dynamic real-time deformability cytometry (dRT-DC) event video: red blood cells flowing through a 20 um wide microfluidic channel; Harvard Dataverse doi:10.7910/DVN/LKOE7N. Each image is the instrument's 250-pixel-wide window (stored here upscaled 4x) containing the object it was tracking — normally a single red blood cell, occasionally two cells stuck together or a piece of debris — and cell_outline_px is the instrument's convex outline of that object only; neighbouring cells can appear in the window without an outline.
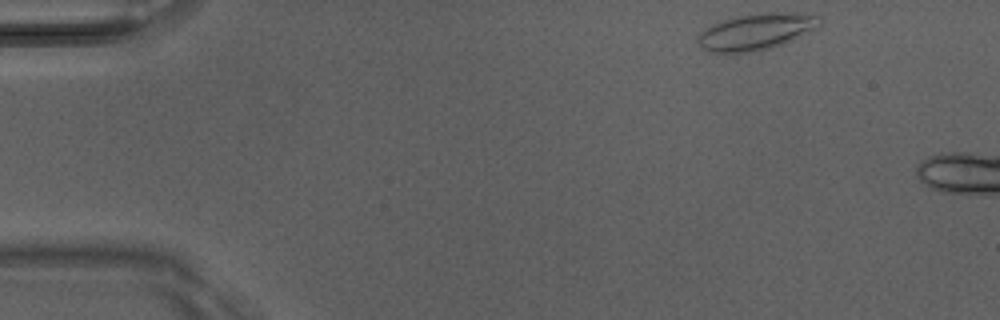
{"species": "Egyptian fruit bat (a non-hibernating species)", "species_latin": "Rousettus aegyptiacus", "temperature_condition": "room temperature", "stored_images_in_passage": 6, "camera_frame_rate_fps": 3000, "um_per_image_px": 0.085, "animal": {"sex": "male"}, "frame": {"image": 1, "passage_image": 1, "time_ms": 0.0, "image_size_px": [1000, 320], "cell_outline_px": [[820, 24], [812, 32], [784, 44], [772, 48], [732, 56], [708, 52], [700, 48], [696, 40], [696, 36], [700, 32], [712, 24], [736, 16], [756, 12], [792, 12], [820, 16]], "centroid_in_image_um": [64.22, 2.73], "position_along_channel_um": 20.8, "area_um2": 26.99}}